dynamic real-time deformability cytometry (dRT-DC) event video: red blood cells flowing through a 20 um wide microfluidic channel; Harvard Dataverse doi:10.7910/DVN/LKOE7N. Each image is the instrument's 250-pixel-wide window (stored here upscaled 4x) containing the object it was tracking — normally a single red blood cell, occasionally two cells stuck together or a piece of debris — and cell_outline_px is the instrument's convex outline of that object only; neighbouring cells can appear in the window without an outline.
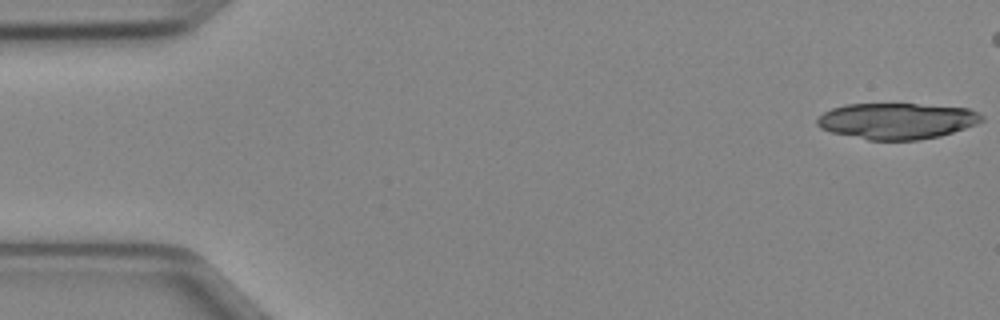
{"species": "Egyptian fruit bat (a non-hibernating species)", "species_latin": "Rousettus aegyptiacus", "temperature_condition": "cold", "stored_images_in_passage": 16, "camera_frame_rate_fps": 3000, "um_per_image_px": 0.085, "animal": {"sex": "female"}, "frame": {"image": 1, "passage_image": 1, "time_ms": 0.0, "image_size_px": [1000, 320], "cell_outline_px": [[984, 120], [976, 124], [940, 136], [916, 140], [868, 140], [832, 132], [820, 128], [816, 124], [816, 120], [824, 112], [832, 108], [844, 104], [916, 104], [968, 108], [984, 116]], "centroid_in_image_um": [76.21, 10.28], "position_along_channel_um": 8.8, "area_um2": 34.51}}